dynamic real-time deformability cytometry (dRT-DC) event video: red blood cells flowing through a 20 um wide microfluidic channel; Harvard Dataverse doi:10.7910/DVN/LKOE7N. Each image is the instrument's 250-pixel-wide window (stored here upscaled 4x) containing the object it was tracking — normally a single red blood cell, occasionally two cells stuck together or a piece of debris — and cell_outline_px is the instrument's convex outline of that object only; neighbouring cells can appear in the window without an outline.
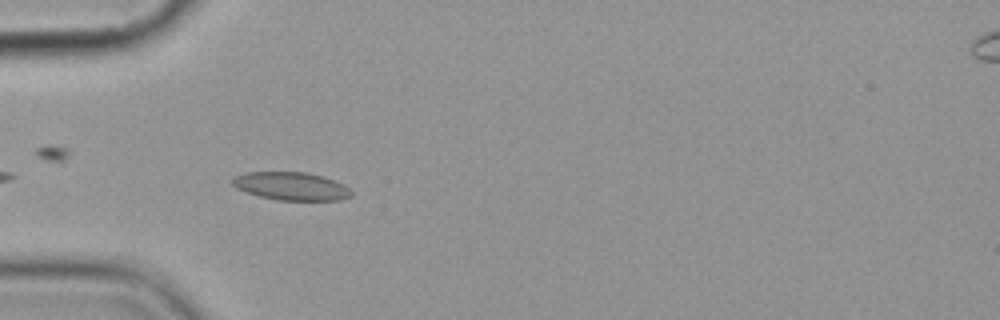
{"species": "common noctule bat (a hibernating species)", "species_latin": "Nyctalus noctula", "temperature_condition": "cold", "stored_images_in_passage": 3, "camera_frame_rate_fps": 3000, "um_per_image_px": 0.085, "animal": {"sex": "female", "body_mass_g": 19.9}, "frame": {"image": 1, "passage_image": 1, "time_ms": 0.0, "image_size_px": [1000, 320], "cell_outline_px": [[352, 196], [340, 200], [276, 200], [244, 192], [236, 188], [232, 184], [232, 180], [236, 176], [248, 172], [308, 172], [324, 176], [344, 184], [352, 192]], "centroid_in_image_um": [24.77, 15.82], "position_along_channel_um": 60.2, "area_um2": 19.54}}
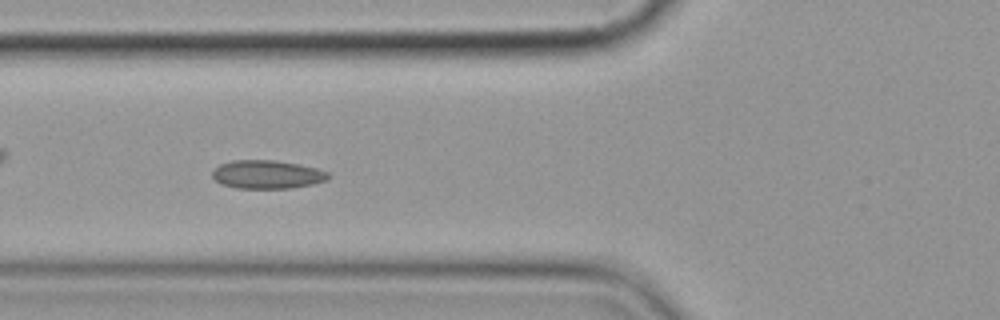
{"frame": {"image": 2, "passage_image": 2, "time_ms": 1.333, "image_size_px": [1000, 320], "cell_outline_px": [[328, 180], [312, 184], [292, 188], [236, 188], [220, 184], [212, 176], [212, 172], [220, 164], [232, 160], [272, 160], [296, 164], [316, 168], [328, 172]], "centroid_in_image_um": [22.68, 14.83], "position_along_channel_um": 103.1, "area_um2": 19.07}}
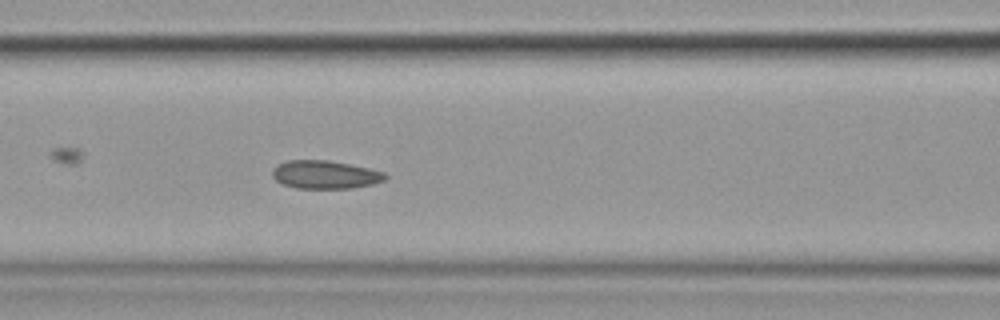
{"frame": {"image": 3, "passage_image": 3, "time_ms": 2.333, "image_size_px": [1000, 320], "cell_outline_px": [[388, 176], [384, 180], [372, 184], [352, 188], [296, 188], [284, 184], [276, 180], [272, 176], [272, 168], [276, 164], [288, 160], [328, 160], [368, 168], [384, 172]], "centroid_in_image_um": [27.6, 14.84], "position_along_channel_um": 139.0, "area_um2": 18.5}}